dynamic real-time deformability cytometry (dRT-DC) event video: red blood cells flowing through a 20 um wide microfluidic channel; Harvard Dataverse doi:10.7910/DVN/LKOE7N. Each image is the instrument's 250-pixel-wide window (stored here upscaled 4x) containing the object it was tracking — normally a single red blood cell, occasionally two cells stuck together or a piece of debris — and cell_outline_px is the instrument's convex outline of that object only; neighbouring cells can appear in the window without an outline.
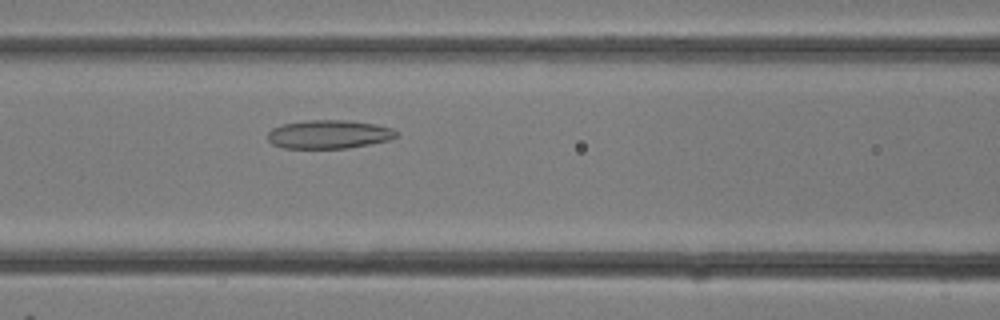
{"species": "common noctule bat (a hibernating species)", "species_latin": "Nyctalus noctula", "temperature_condition": "room temperature", "stored_images_in_passage": 12, "camera_frame_rate_fps": 3000, "um_per_image_px": 0.085, "animal": {"sex": "female"}, "frame": {"image": 1, "passage_image": 12, "time_ms": 3.667, "image_size_px": [1000, 320], "cell_outline_px": [[400, 136], [388, 140], [348, 148], [284, 148], [272, 144], [268, 140], [268, 132], [272, 128], [284, 124], [304, 120], [348, 120], [376, 124], [392, 128]], "centroid_in_image_um": [27.96, 11.41], "position_along_channel_um": 138.6, "area_um2": 21.44}}